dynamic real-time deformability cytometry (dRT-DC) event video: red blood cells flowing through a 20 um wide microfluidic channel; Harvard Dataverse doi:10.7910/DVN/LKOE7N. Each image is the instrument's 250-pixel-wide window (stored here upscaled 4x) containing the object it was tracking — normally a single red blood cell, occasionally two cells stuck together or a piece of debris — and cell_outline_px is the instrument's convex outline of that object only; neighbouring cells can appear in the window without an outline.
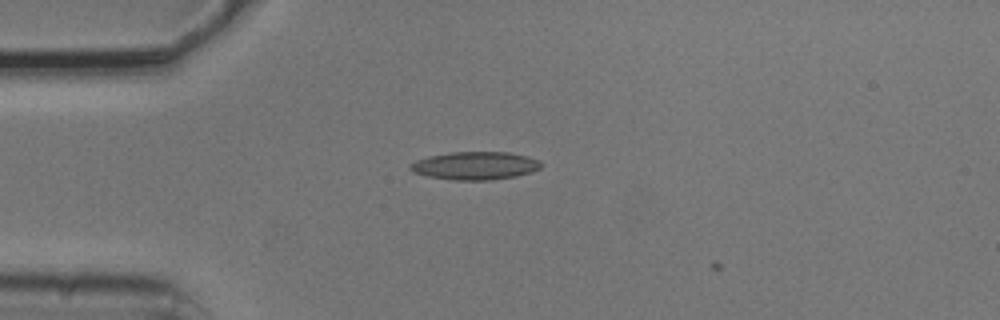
{"species": "common noctule bat (a hibernating species)", "species_latin": "Nyctalus noctula", "temperature_condition": "cold", "stored_images_in_passage": 1, "camera_frame_rate_fps": 3000, "um_per_image_px": 0.085, "animal": {"sex": "male", "body_mass_g": 20.5, "forearm_length_mm": 52.5}, "frame": {"image": 1, "passage_image": 1, "time_ms": 0.0, "image_size_px": [1000, 320], "cell_outline_px": [[544, 164], [540, 168], [532, 172], [516, 176], [492, 180], [452, 180], [428, 176], [412, 172], [408, 168], [408, 164], [416, 160], [428, 156], [452, 152], [508, 152], [528, 156], [540, 160]], "centroid_in_image_um": [40.39, 14.08], "position_along_channel_um": 44.6, "area_um2": 21.62}}